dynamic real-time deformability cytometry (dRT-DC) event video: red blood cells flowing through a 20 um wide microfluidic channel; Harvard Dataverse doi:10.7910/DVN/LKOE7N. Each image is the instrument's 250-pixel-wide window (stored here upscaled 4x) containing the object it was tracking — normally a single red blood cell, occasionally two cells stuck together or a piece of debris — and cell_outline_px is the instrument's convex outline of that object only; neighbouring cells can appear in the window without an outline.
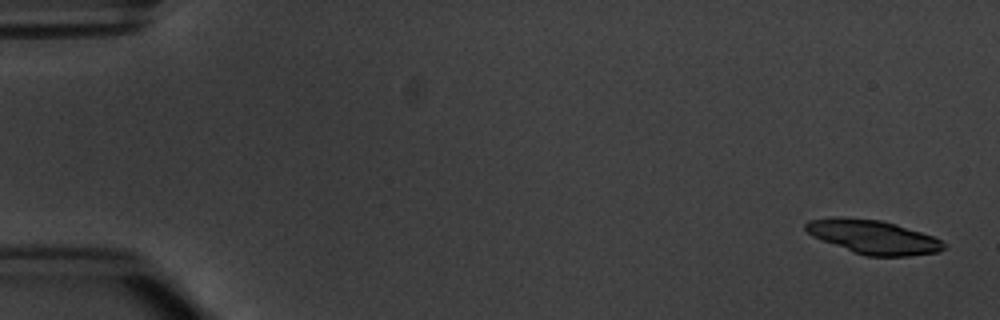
{"species": "common noctule bat (a hibernating species)", "species_latin": "Nyctalus noctula", "temperature_condition": "warm", "stored_images_in_passage": 6, "camera_frame_rate_fps": 3000, "um_per_image_px": 0.085, "animal": {"sex": "male", "body_mass_g": 20.1, "forearm_length_mm": 53.5}, "frame": {"image": 1, "passage_image": 1, "time_ms": 0.0, "image_size_px": [1000, 320], "cell_outline_px": [[948, 244], [940, 252], [908, 256], [868, 256], [856, 252], [812, 236], [804, 228], [804, 224], [808, 220], [832, 216], [840, 216], [880, 220], [896, 224], [932, 236]], "centroid_in_image_um": [74.22, 20.12], "position_along_channel_um": 10.8, "area_um2": 27.11}}